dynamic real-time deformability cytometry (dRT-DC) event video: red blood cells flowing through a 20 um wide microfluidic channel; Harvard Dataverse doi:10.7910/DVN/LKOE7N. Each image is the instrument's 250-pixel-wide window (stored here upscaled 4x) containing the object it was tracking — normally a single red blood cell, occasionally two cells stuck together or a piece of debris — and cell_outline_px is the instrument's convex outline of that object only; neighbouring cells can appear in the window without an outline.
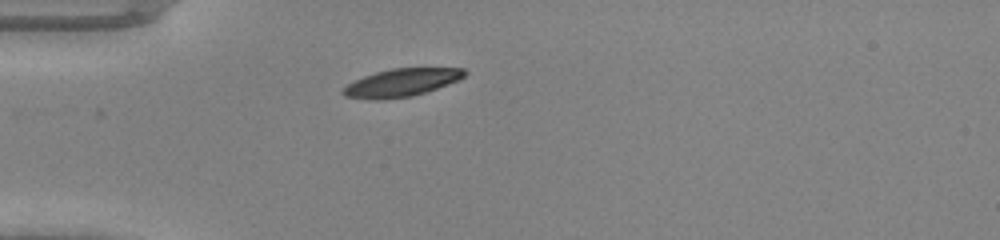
{"species": "common noctule bat (a hibernating species)", "species_latin": "Nyctalus noctula", "temperature_condition": "warm", "stored_images_in_passage": 17, "camera_frame_rate_fps": 3000, "um_per_image_px": 0.085, "animal": {"sex": "male", "body_mass_g": 20.0, "forearm_length_mm": 53.3}, "frame": {"image": 1, "passage_image": 1, "time_ms": 0.0, "image_size_px": [1000, 240], "cell_outline_px": [[468, 72], [460, 80], [412, 96], [384, 100], [372, 100], [344, 96], [340, 92], [352, 80], [376, 72], [392, 68], [464, 68]], "centroid_in_image_um": [34.1, 7.03], "position_along_channel_um": 50.9, "area_um2": 19.83}}